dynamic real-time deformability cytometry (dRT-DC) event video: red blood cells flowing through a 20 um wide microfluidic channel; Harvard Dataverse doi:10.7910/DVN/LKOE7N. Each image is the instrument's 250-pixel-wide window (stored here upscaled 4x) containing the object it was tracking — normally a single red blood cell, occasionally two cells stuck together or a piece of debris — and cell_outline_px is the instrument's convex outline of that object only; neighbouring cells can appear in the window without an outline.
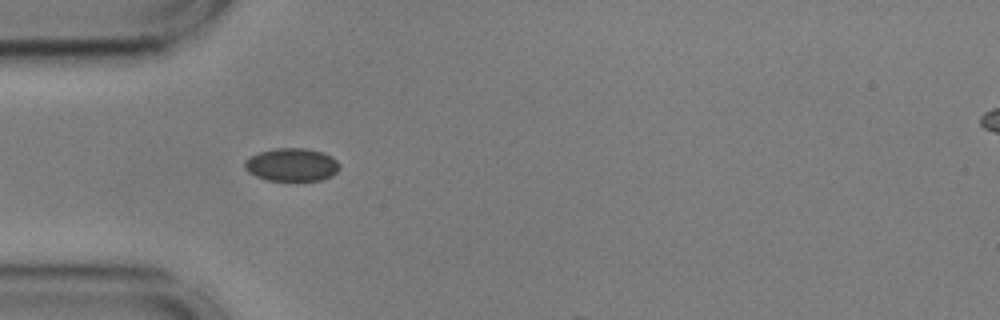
{"species": "common noctule bat (a hibernating species)", "species_latin": "Nyctalus noctula", "temperature_condition": "cold", "stored_images_in_passage": 4, "camera_frame_rate_fps": 3000, "um_per_image_px": 0.085, "animal": {"sex": "male", "body_mass_g": 17.9, "forearm_length_mm": 54.2}, "frame": {"image": 1, "passage_image": 1, "time_ms": 0.0, "image_size_px": [1000, 320], "cell_outline_px": [[340, 168], [332, 176], [320, 180], [268, 180], [256, 176], [248, 172], [244, 168], [244, 160], [260, 152], [276, 148], [308, 148], [324, 152], [332, 156], [340, 164]], "centroid_in_image_um": [24.82, 13.99], "position_along_channel_um": 60.2, "area_um2": 18.32}}